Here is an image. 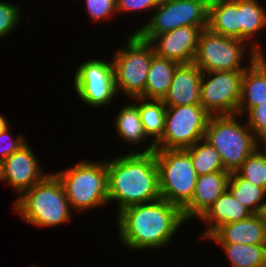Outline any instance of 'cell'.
<instances>
[{
  "label": "cell",
  "instance_id": "1",
  "mask_svg": "<svg viewBox=\"0 0 266 267\" xmlns=\"http://www.w3.org/2000/svg\"><path fill=\"white\" fill-rule=\"evenodd\" d=\"M117 219L121 242L133 250L167 245L185 221L178 206L161 198L129 206Z\"/></svg>",
  "mask_w": 266,
  "mask_h": 267
},
{
  "label": "cell",
  "instance_id": "2",
  "mask_svg": "<svg viewBox=\"0 0 266 267\" xmlns=\"http://www.w3.org/2000/svg\"><path fill=\"white\" fill-rule=\"evenodd\" d=\"M108 201L118 202V211L161 198L155 151L131 152L106 161Z\"/></svg>",
  "mask_w": 266,
  "mask_h": 267
},
{
  "label": "cell",
  "instance_id": "3",
  "mask_svg": "<svg viewBox=\"0 0 266 267\" xmlns=\"http://www.w3.org/2000/svg\"><path fill=\"white\" fill-rule=\"evenodd\" d=\"M14 207L27 223L38 227L63 224L72 215L63 185L54 173L19 196Z\"/></svg>",
  "mask_w": 266,
  "mask_h": 267
},
{
  "label": "cell",
  "instance_id": "4",
  "mask_svg": "<svg viewBox=\"0 0 266 267\" xmlns=\"http://www.w3.org/2000/svg\"><path fill=\"white\" fill-rule=\"evenodd\" d=\"M235 116L237 114L211 115L204 135L218 151L225 171L229 173L236 172L260 146L250 127L241 125Z\"/></svg>",
  "mask_w": 266,
  "mask_h": 267
},
{
  "label": "cell",
  "instance_id": "5",
  "mask_svg": "<svg viewBox=\"0 0 266 267\" xmlns=\"http://www.w3.org/2000/svg\"><path fill=\"white\" fill-rule=\"evenodd\" d=\"M55 175L63 185L70 208L82 211L108 202L106 162L82 161Z\"/></svg>",
  "mask_w": 266,
  "mask_h": 267
},
{
  "label": "cell",
  "instance_id": "6",
  "mask_svg": "<svg viewBox=\"0 0 266 267\" xmlns=\"http://www.w3.org/2000/svg\"><path fill=\"white\" fill-rule=\"evenodd\" d=\"M161 199L181 210L191 201L197 174L185 149H155Z\"/></svg>",
  "mask_w": 266,
  "mask_h": 267
},
{
  "label": "cell",
  "instance_id": "7",
  "mask_svg": "<svg viewBox=\"0 0 266 267\" xmlns=\"http://www.w3.org/2000/svg\"><path fill=\"white\" fill-rule=\"evenodd\" d=\"M126 43L127 49L116 52L112 59L116 91L120 88L132 98L141 97L145 92L148 71L155 55L154 47L135 32Z\"/></svg>",
  "mask_w": 266,
  "mask_h": 267
},
{
  "label": "cell",
  "instance_id": "8",
  "mask_svg": "<svg viewBox=\"0 0 266 267\" xmlns=\"http://www.w3.org/2000/svg\"><path fill=\"white\" fill-rule=\"evenodd\" d=\"M211 115L201 106H166L164 132L155 149H185L202 140Z\"/></svg>",
  "mask_w": 266,
  "mask_h": 267
},
{
  "label": "cell",
  "instance_id": "9",
  "mask_svg": "<svg viewBox=\"0 0 266 267\" xmlns=\"http://www.w3.org/2000/svg\"><path fill=\"white\" fill-rule=\"evenodd\" d=\"M156 12L135 33L145 41L182 26L208 28L209 5L203 0H161Z\"/></svg>",
  "mask_w": 266,
  "mask_h": 267
},
{
  "label": "cell",
  "instance_id": "10",
  "mask_svg": "<svg viewBox=\"0 0 266 267\" xmlns=\"http://www.w3.org/2000/svg\"><path fill=\"white\" fill-rule=\"evenodd\" d=\"M243 41L203 29L193 63L202 72L244 71L240 62L247 45Z\"/></svg>",
  "mask_w": 266,
  "mask_h": 267
},
{
  "label": "cell",
  "instance_id": "11",
  "mask_svg": "<svg viewBox=\"0 0 266 267\" xmlns=\"http://www.w3.org/2000/svg\"><path fill=\"white\" fill-rule=\"evenodd\" d=\"M205 74L209 76V80L205 79ZM243 74L244 71L202 72L201 106L210 115L237 114Z\"/></svg>",
  "mask_w": 266,
  "mask_h": 267
},
{
  "label": "cell",
  "instance_id": "12",
  "mask_svg": "<svg viewBox=\"0 0 266 267\" xmlns=\"http://www.w3.org/2000/svg\"><path fill=\"white\" fill-rule=\"evenodd\" d=\"M77 95L84 103L101 107L116 94L113 62L92 59L82 63L74 78Z\"/></svg>",
  "mask_w": 266,
  "mask_h": 267
},
{
  "label": "cell",
  "instance_id": "13",
  "mask_svg": "<svg viewBox=\"0 0 266 267\" xmlns=\"http://www.w3.org/2000/svg\"><path fill=\"white\" fill-rule=\"evenodd\" d=\"M203 29L200 26H182L156 35L150 43H155L152 46H154L155 54L159 57L178 64L193 63ZM157 40L158 42H156Z\"/></svg>",
  "mask_w": 266,
  "mask_h": 267
},
{
  "label": "cell",
  "instance_id": "14",
  "mask_svg": "<svg viewBox=\"0 0 266 267\" xmlns=\"http://www.w3.org/2000/svg\"><path fill=\"white\" fill-rule=\"evenodd\" d=\"M41 173L33 150L27 143L1 163V180H6L20 196L47 176Z\"/></svg>",
  "mask_w": 266,
  "mask_h": 267
},
{
  "label": "cell",
  "instance_id": "15",
  "mask_svg": "<svg viewBox=\"0 0 266 267\" xmlns=\"http://www.w3.org/2000/svg\"><path fill=\"white\" fill-rule=\"evenodd\" d=\"M254 45L248 69L244 70L237 115L241 116L254 106L266 104V59L262 50Z\"/></svg>",
  "mask_w": 266,
  "mask_h": 267
},
{
  "label": "cell",
  "instance_id": "16",
  "mask_svg": "<svg viewBox=\"0 0 266 267\" xmlns=\"http://www.w3.org/2000/svg\"><path fill=\"white\" fill-rule=\"evenodd\" d=\"M229 172H212L197 176L196 187L191 201L182 209L184 220L201 217L225 192Z\"/></svg>",
  "mask_w": 266,
  "mask_h": 267
},
{
  "label": "cell",
  "instance_id": "17",
  "mask_svg": "<svg viewBox=\"0 0 266 267\" xmlns=\"http://www.w3.org/2000/svg\"><path fill=\"white\" fill-rule=\"evenodd\" d=\"M202 71L194 64H179L163 102L166 106L200 104Z\"/></svg>",
  "mask_w": 266,
  "mask_h": 267
},
{
  "label": "cell",
  "instance_id": "18",
  "mask_svg": "<svg viewBox=\"0 0 266 267\" xmlns=\"http://www.w3.org/2000/svg\"><path fill=\"white\" fill-rule=\"evenodd\" d=\"M208 238L218 244L266 245V224L260 214H252L238 222L221 225Z\"/></svg>",
  "mask_w": 266,
  "mask_h": 267
},
{
  "label": "cell",
  "instance_id": "19",
  "mask_svg": "<svg viewBox=\"0 0 266 267\" xmlns=\"http://www.w3.org/2000/svg\"><path fill=\"white\" fill-rule=\"evenodd\" d=\"M251 215L252 213L244 207L228 189H226L225 192L200 217L202 221L204 220L210 226H208L203 237L208 238L223 224L238 222Z\"/></svg>",
  "mask_w": 266,
  "mask_h": 267
},
{
  "label": "cell",
  "instance_id": "20",
  "mask_svg": "<svg viewBox=\"0 0 266 267\" xmlns=\"http://www.w3.org/2000/svg\"><path fill=\"white\" fill-rule=\"evenodd\" d=\"M208 29L240 39V0H217L209 4Z\"/></svg>",
  "mask_w": 266,
  "mask_h": 267
},
{
  "label": "cell",
  "instance_id": "21",
  "mask_svg": "<svg viewBox=\"0 0 266 267\" xmlns=\"http://www.w3.org/2000/svg\"><path fill=\"white\" fill-rule=\"evenodd\" d=\"M178 65L179 64L174 61L159 57L155 54L151 60L145 92L141 98L163 100L169 91Z\"/></svg>",
  "mask_w": 266,
  "mask_h": 267
},
{
  "label": "cell",
  "instance_id": "22",
  "mask_svg": "<svg viewBox=\"0 0 266 267\" xmlns=\"http://www.w3.org/2000/svg\"><path fill=\"white\" fill-rule=\"evenodd\" d=\"M139 103L138 110L140 119L143 124V129L146 136H153L154 140L150 146L144 151V153H150L155 150V144L162 138L164 132L166 105L163 100L147 99L141 97H135Z\"/></svg>",
  "mask_w": 266,
  "mask_h": 267
},
{
  "label": "cell",
  "instance_id": "23",
  "mask_svg": "<svg viewBox=\"0 0 266 267\" xmlns=\"http://www.w3.org/2000/svg\"><path fill=\"white\" fill-rule=\"evenodd\" d=\"M227 189L231 194L252 214H259L266 196V190L252 184L249 180L242 178L237 172L230 173Z\"/></svg>",
  "mask_w": 266,
  "mask_h": 267
},
{
  "label": "cell",
  "instance_id": "24",
  "mask_svg": "<svg viewBox=\"0 0 266 267\" xmlns=\"http://www.w3.org/2000/svg\"><path fill=\"white\" fill-rule=\"evenodd\" d=\"M226 252L231 267H266V245L219 244Z\"/></svg>",
  "mask_w": 266,
  "mask_h": 267
},
{
  "label": "cell",
  "instance_id": "25",
  "mask_svg": "<svg viewBox=\"0 0 266 267\" xmlns=\"http://www.w3.org/2000/svg\"><path fill=\"white\" fill-rule=\"evenodd\" d=\"M200 141H203V144H200ZM185 150L191 157L197 176L212 172H227L218 151L204 138Z\"/></svg>",
  "mask_w": 266,
  "mask_h": 267
},
{
  "label": "cell",
  "instance_id": "26",
  "mask_svg": "<svg viewBox=\"0 0 266 267\" xmlns=\"http://www.w3.org/2000/svg\"><path fill=\"white\" fill-rule=\"evenodd\" d=\"M115 120L116 130L124 141L137 144L147 137L136 104L122 107Z\"/></svg>",
  "mask_w": 266,
  "mask_h": 267
},
{
  "label": "cell",
  "instance_id": "27",
  "mask_svg": "<svg viewBox=\"0 0 266 267\" xmlns=\"http://www.w3.org/2000/svg\"><path fill=\"white\" fill-rule=\"evenodd\" d=\"M266 27V13L258 0H240V39L246 40Z\"/></svg>",
  "mask_w": 266,
  "mask_h": 267
},
{
  "label": "cell",
  "instance_id": "28",
  "mask_svg": "<svg viewBox=\"0 0 266 267\" xmlns=\"http://www.w3.org/2000/svg\"><path fill=\"white\" fill-rule=\"evenodd\" d=\"M258 149L248 156L236 172L242 178L266 190V149L264 152Z\"/></svg>",
  "mask_w": 266,
  "mask_h": 267
},
{
  "label": "cell",
  "instance_id": "29",
  "mask_svg": "<svg viewBox=\"0 0 266 267\" xmlns=\"http://www.w3.org/2000/svg\"><path fill=\"white\" fill-rule=\"evenodd\" d=\"M247 113V125L252 133L266 144V104L254 106Z\"/></svg>",
  "mask_w": 266,
  "mask_h": 267
},
{
  "label": "cell",
  "instance_id": "30",
  "mask_svg": "<svg viewBox=\"0 0 266 267\" xmlns=\"http://www.w3.org/2000/svg\"><path fill=\"white\" fill-rule=\"evenodd\" d=\"M19 11L16 5L0 1V38L7 35L18 24Z\"/></svg>",
  "mask_w": 266,
  "mask_h": 267
},
{
  "label": "cell",
  "instance_id": "31",
  "mask_svg": "<svg viewBox=\"0 0 266 267\" xmlns=\"http://www.w3.org/2000/svg\"><path fill=\"white\" fill-rule=\"evenodd\" d=\"M86 5L94 21L101 20L117 12L116 0H86Z\"/></svg>",
  "mask_w": 266,
  "mask_h": 267
},
{
  "label": "cell",
  "instance_id": "32",
  "mask_svg": "<svg viewBox=\"0 0 266 267\" xmlns=\"http://www.w3.org/2000/svg\"><path fill=\"white\" fill-rule=\"evenodd\" d=\"M8 130L9 128L7 127L3 132L0 133V145L3 144V141H5L6 143V139L9 142L8 145L4 143L6 145H4L5 147H0V163H2L13 152L18 151L24 144H26L24 140L25 138L21 135L18 136L15 140L10 139L12 136H10ZM9 139L11 142L9 141Z\"/></svg>",
  "mask_w": 266,
  "mask_h": 267
},
{
  "label": "cell",
  "instance_id": "33",
  "mask_svg": "<svg viewBox=\"0 0 266 267\" xmlns=\"http://www.w3.org/2000/svg\"><path fill=\"white\" fill-rule=\"evenodd\" d=\"M161 0H116L117 12L121 11H133V10H145L156 8Z\"/></svg>",
  "mask_w": 266,
  "mask_h": 267
},
{
  "label": "cell",
  "instance_id": "34",
  "mask_svg": "<svg viewBox=\"0 0 266 267\" xmlns=\"http://www.w3.org/2000/svg\"><path fill=\"white\" fill-rule=\"evenodd\" d=\"M7 127V120L4 118V116L0 115V133L3 132Z\"/></svg>",
  "mask_w": 266,
  "mask_h": 267
},
{
  "label": "cell",
  "instance_id": "35",
  "mask_svg": "<svg viewBox=\"0 0 266 267\" xmlns=\"http://www.w3.org/2000/svg\"><path fill=\"white\" fill-rule=\"evenodd\" d=\"M259 214L262 217L263 222L266 224V203L263 204L262 209Z\"/></svg>",
  "mask_w": 266,
  "mask_h": 267
},
{
  "label": "cell",
  "instance_id": "36",
  "mask_svg": "<svg viewBox=\"0 0 266 267\" xmlns=\"http://www.w3.org/2000/svg\"><path fill=\"white\" fill-rule=\"evenodd\" d=\"M203 1H205V2L209 5V4H211V3H214V2L217 1V0H203Z\"/></svg>",
  "mask_w": 266,
  "mask_h": 267
},
{
  "label": "cell",
  "instance_id": "37",
  "mask_svg": "<svg viewBox=\"0 0 266 267\" xmlns=\"http://www.w3.org/2000/svg\"><path fill=\"white\" fill-rule=\"evenodd\" d=\"M0 180H1V163H0Z\"/></svg>",
  "mask_w": 266,
  "mask_h": 267
}]
</instances>
